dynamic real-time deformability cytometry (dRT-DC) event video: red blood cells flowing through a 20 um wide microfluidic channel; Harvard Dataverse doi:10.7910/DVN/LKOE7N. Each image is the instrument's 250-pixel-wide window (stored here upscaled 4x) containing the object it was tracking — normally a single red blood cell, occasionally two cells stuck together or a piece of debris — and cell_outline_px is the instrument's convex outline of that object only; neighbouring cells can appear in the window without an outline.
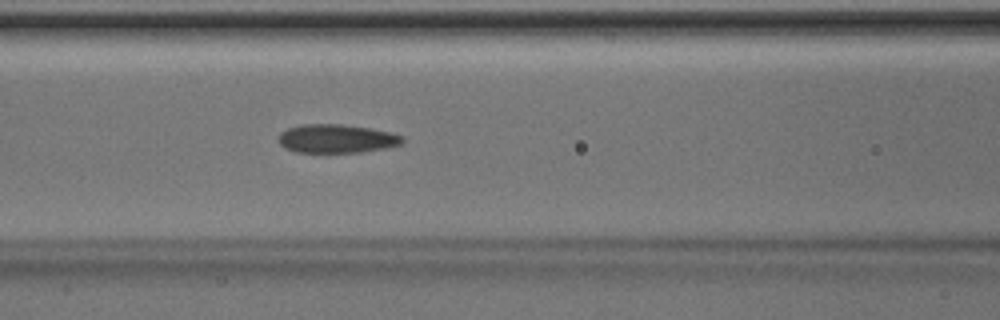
{"species": "Egyptian fruit bat (a non-hibernating species)", "species_latin": "Rousettus aegyptiacus", "temperature_condition": "room temperature", "stored_images_in_passage": 32, "camera_frame_rate_fps": 3000, "um_per_image_px": 0.085, "animal": {"sex": "male"}, "frame": {"image": 1, "passage_image": 10, "time_ms": 3.0, "image_size_px": [1000, 320], "cell_outline_px": [[404, 140], [400, 144], [384, 148], [360, 152], [296, 152], [284, 148], [276, 140], [280, 132], [288, 128], [304, 124], [340, 124], [368, 128], [392, 132], [404, 136]], "centroid_in_image_um": [28.57, 11.78], "position_along_channel_um": 138.0, "area_um2": 20.69}}
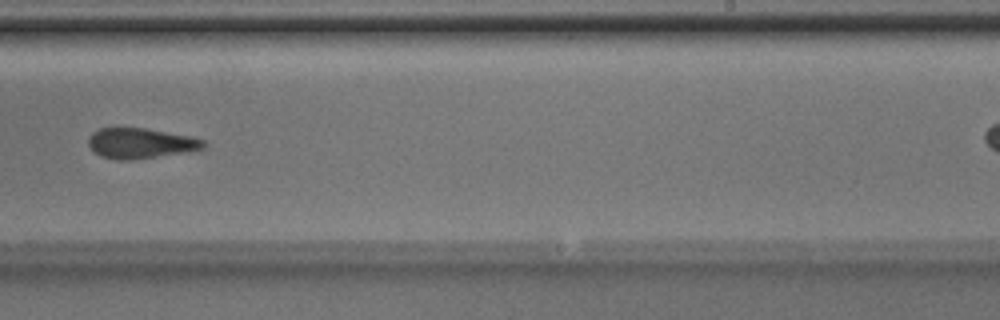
{"frame": {"image": 2, "passage_image": 20, "time_ms": 6.333, "image_size_px": [1000, 320], "cell_outline_px": [[208, 144], [204, 148], [196, 152], [128, 160], [116, 160], [100, 156], [92, 152], [88, 144], [88, 136], [92, 132], [100, 128], [144, 128], [188, 136], [204, 140]], "centroid_in_image_um": [11.96, 12.2], "position_along_channel_um": 277.0, "area_um2": 20.75}}
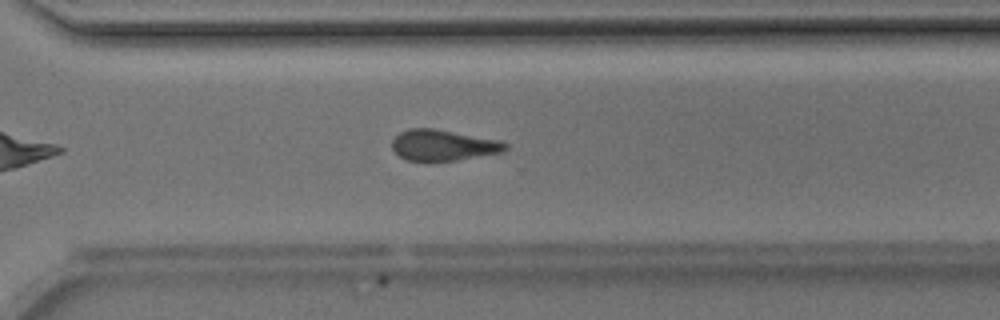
{"frame": {"image": 3, "passage_image": 24, "time_ms": 7.667, "image_size_px": [1000, 320], "cell_outline_px": [[508, 148], [504, 152], [432, 164], [428, 164], [404, 160], [392, 148], [392, 140], [400, 132], [408, 128], [432, 128], [496, 140], [508, 144]], "centroid_in_image_um": [37.61, 12.39], "position_along_channel_um": 333.0, "area_um2": 20.87}, "authors_computed_cell_mechanics": {"area_um2": 21.2704, "velocity_mm_per_s": 4.1945, "shape_relaxation_time_tau1_ms": 4.0512, "shape_relaxation_time_tau2_ms": 5.2028, "deformation_change_tau1": 0.0804, "deformation_change_tau2": 0.1337}}